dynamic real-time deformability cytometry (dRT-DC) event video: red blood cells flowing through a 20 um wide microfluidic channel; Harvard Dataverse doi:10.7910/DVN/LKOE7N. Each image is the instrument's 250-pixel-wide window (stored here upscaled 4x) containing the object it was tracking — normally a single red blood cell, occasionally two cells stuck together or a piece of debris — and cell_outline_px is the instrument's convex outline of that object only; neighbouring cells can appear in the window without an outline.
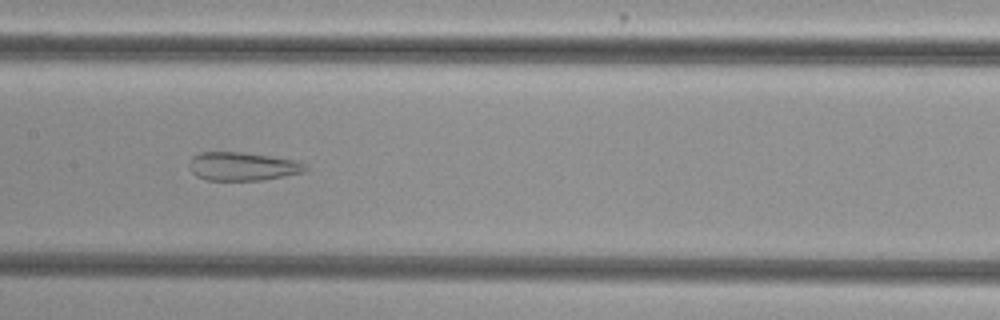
{"species": "common noctule bat (a hibernating species)", "species_latin": "Nyctalus noctula", "temperature_condition": "cold", "stored_images_in_passage": 53, "camera_frame_rate_fps": 3000, "um_per_image_px": 0.085, "animal": {"sex": "female", "body_mass_g": 29.2, "forearm_length_mm": 56.3}, "frame": {"image": 1, "passage_image": 27, "time_ms": 8.667, "image_size_px": [1000, 320], "cell_outline_px": [[308, 168], [304, 172], [284, 176], [260, 180], [204, 180], [196, 176], [192, 172], [188, 164], [192, 156], [200, 152], [240, 152], [268, 156], [292, 160], [304, 164]], "centroid_in_image_um": [20.55, 14.15], "position_along_channel_um": 186.8, "area_um2": 19.07}}
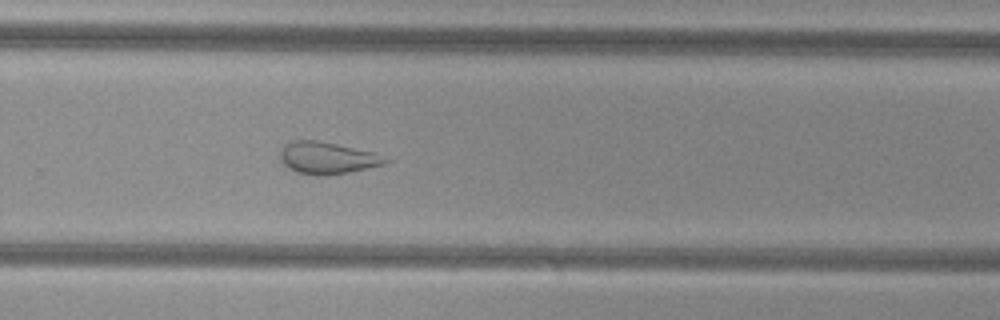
{"frame": {"image": 2, "passage_image": 36, "time_ms": 11.667, "image_size_px": [1000, 320], "cell_outline_px": [[392, 160], [384, 164], [348, 172], [324, 176], [296, 172], [288, 168], [280, 160], [280, 148], [284, 144], [292, 140], [316, 140], [336, 144], [372, 152]], "centroid_in_image_um": [27.76, 13.42], "position_along_channel_um": 302.0, "area_um2": 19.48}}
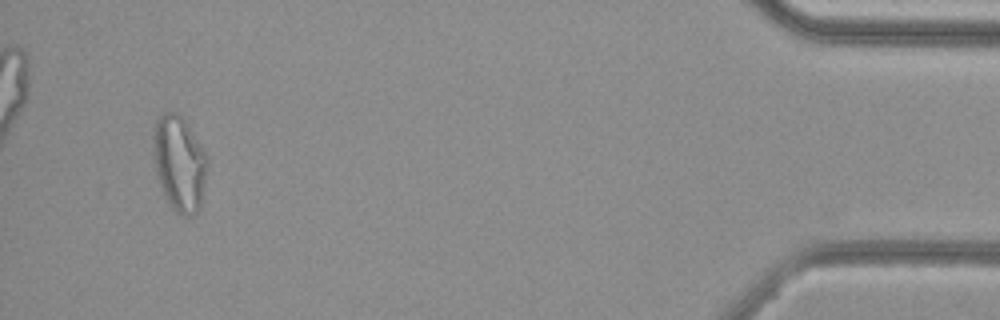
{"frame": {"image": 3, "passage_image": 51, "time_ms": 16.667, "image_size_px": [1000, 320], "cell_outline_px": [[208, 164], [200, 212], [192, 216], [184, 216], [176, 212], [172, 208], [164, 196], [156, 176], [152, 144], [152, 136], [156, 120], [164, 112], [176, 112], [188, 124], [208, 156]], "centroid_in_image_um": [15.25, 13.91], "position_along_channel_um": 420.0, "area_um2": 30.63}, "authors_computed_cell_mechanics": {"area_um2": 27.3972, "velocity_mm_per_s": 3.8531, "shape_relaxation_time_tau1_ms": null, "shape_relaxation_time_tau2_ms": 1.7603, "deformation_change_tau1": null, "deformation_change_tau2": 0.1061}}